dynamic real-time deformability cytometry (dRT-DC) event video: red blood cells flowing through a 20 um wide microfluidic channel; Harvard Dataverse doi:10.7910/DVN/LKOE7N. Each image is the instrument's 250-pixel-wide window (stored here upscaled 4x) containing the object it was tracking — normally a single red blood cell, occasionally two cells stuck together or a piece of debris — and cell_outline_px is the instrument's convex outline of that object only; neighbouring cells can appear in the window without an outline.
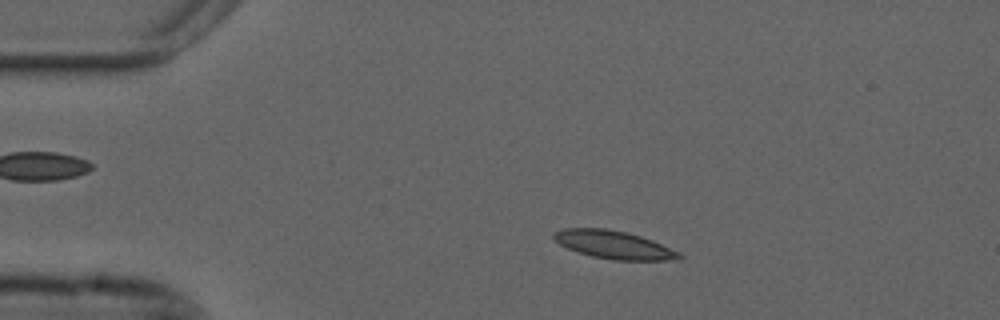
{"species": "common noctule bat (a hibernating species)", "species_latin": "Nyctalus noctula", "temperature_condition": "cold", "stored_images_in_passage": 53, "camera_frame_rate_fps": 3000, "um_per_image_px": 0.085, "animal": {"sex": "male", "forearm_length_mm": 52.5}, "frame": {"image": 1, "passage_image": 9, "time_ms": 2.667, "image_size_px": [1000, 320], "cell_outline_px": [[684, 256], [668, 260], [612, 260], [592, 256], [568, 248], [560, 244], [552, 236], [552, 232], [564, 228], [604, 228], [624, 232], [640, 236], [652, 240], [680, 252]], "centroid_in_image_um": [52.15, 20.8], "position_along_channel_um": 32.8, "area_um2": 20.23}}
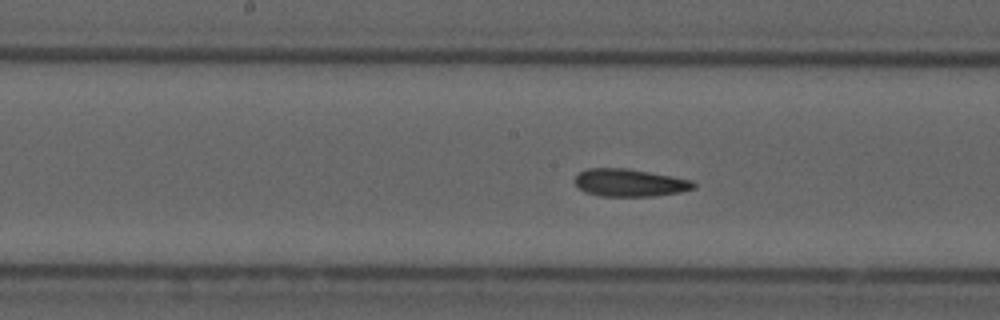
{"frame": {"image": 2, "passage_image": 26, "time_ms": 8.333, "image_size_px": [1000, 320], "cell_outline_px": [[696, 188], [680, 192], [652, 196], [600, 196], [584, 192], [572, 180], [580, 172], [588, 168], [628, 168], [672, 176], [692, 180], [696, 184]], "centroid_in_image_um": [53.52, 15.53], "position_along_channel_um": 194.7, "area_um2": 19.19}}
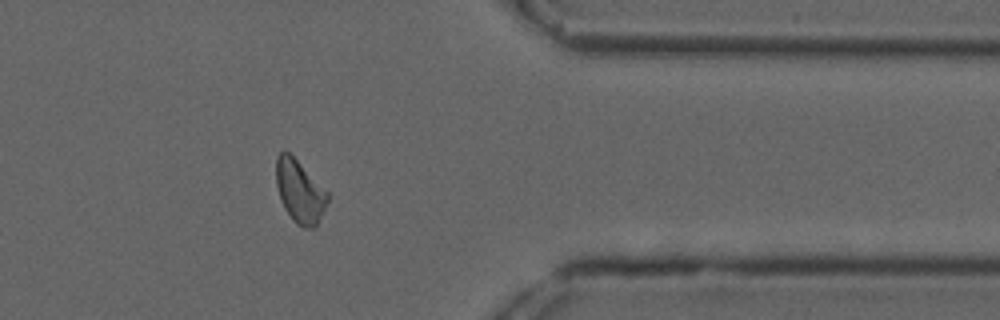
{"frame": {"image": 3, "passage_image": 43, "time_ms": 14.0, "image_size_px": [1000, 320], "cell_outline_px": [[328, 200], [316, 228], [304, 228], [296, 224], [292, 220], [284, 208], [280, 200], [276, 184], [276, 156], [280, 152], [288, 152], [328, 192]], "centroid_in_image_um": [25.46, 16.32], "position_along_channel_um": 385.9, "area_um2": 18.67}, "authors_computed_cell_mechanics": {"area_um2": 19.2474, "velocity_mm_per_s": 3.6635, "shape_relaxation_time_tau1_ms": null, "shape_relaxation_time_tau2_ms": 3.1102, "deformation_change_tau1": null, "deformation_change_tau2": 0.1041}}